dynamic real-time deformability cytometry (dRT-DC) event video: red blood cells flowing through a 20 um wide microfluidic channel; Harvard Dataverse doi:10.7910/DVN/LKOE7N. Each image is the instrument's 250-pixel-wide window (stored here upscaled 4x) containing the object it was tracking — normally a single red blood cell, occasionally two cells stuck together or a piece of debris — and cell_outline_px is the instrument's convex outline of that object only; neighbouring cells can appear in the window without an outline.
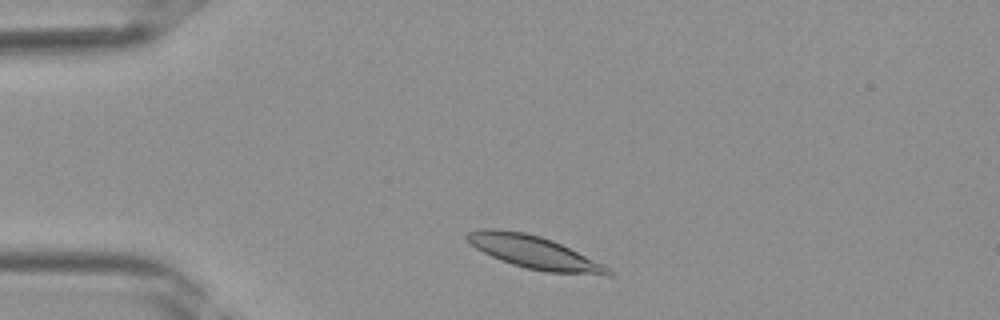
{"species": "Egyptian fruit bat (a non-hibernating species)", "species_latin": "Rousettus aegyptiacus", "temperature_condition": "room temperature", "stored_images_in_passage": 34, "camera_frame_rate_fps": 3000, "um_per_image_px": 0.085, "frame": {"image": 1, "passage_image": 3, "time_ms": 0.667, "image_size_px": [1000, 320], "cell_outline_px": [[616, 272], [612, 276], [608, 276], [548, 272], [528, 268], [512, 264], [500, 260], [476, 248], [464, 236], [468, 232], [476, 228], [496, 228], [524, 232], [540, 236], [552, 240], [612, 268]], "centroid_in_image_um": [45.45, 21.45], "position_along_channel_um": 39.6, "area_um2": 27.05}}
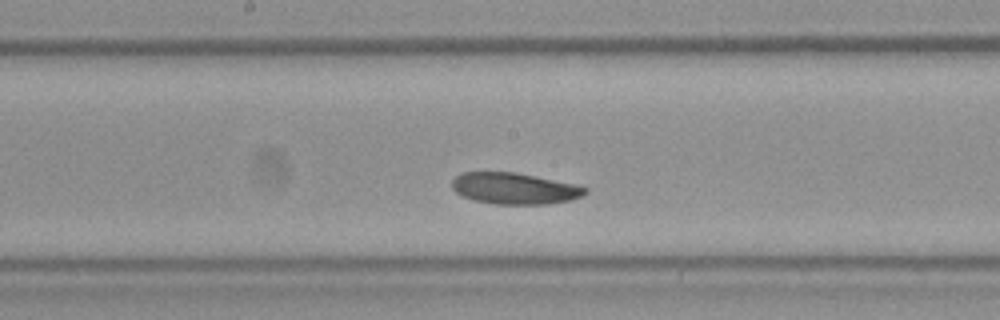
{"frame": {"image": 2, "passage_image": 15, "time_ms": 4.667, "image_size_px": [1000, 320], "cell_outline_px": [[588, 192], [572, 200], [548, 204], [496, 204], [472, 200], [456, 192], [452, 188], [452, 180], [456, 176], [464, 172], [512, 172], [576, 184], [588, 188]], "centroid_in_image_um": [43.74, 16.02], "position_along_channel_um": 204.5, "area_um2": 24.22}}
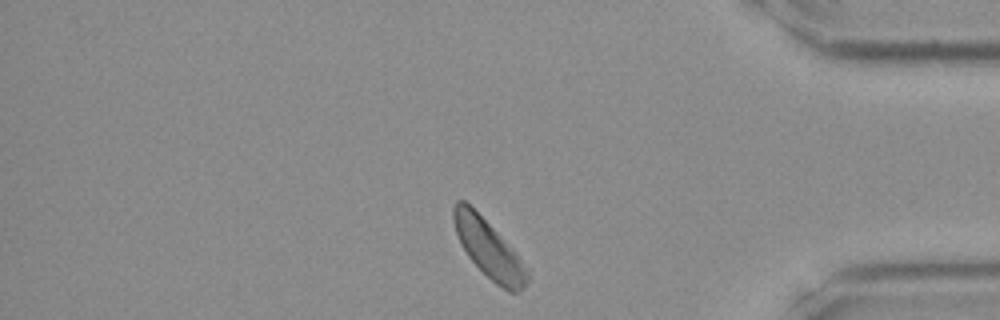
{"frame": {"image": 3, "passage_image": 28, "time_ms": 9.0, "image_size_px": [1000, 320], "cell_outline_px": [[528, 280], [524, 288], [516, 292], [508, 292], [496, 284], [468, 256], [460, 244], [452, 220], [452, 208], [456, 200], [464, 200], [516, 252], [528, 268]], "centroid_in_image_um": [41.54, 21.17], "position_along_channel_um": 393.7, "area_um2": 24.39}}